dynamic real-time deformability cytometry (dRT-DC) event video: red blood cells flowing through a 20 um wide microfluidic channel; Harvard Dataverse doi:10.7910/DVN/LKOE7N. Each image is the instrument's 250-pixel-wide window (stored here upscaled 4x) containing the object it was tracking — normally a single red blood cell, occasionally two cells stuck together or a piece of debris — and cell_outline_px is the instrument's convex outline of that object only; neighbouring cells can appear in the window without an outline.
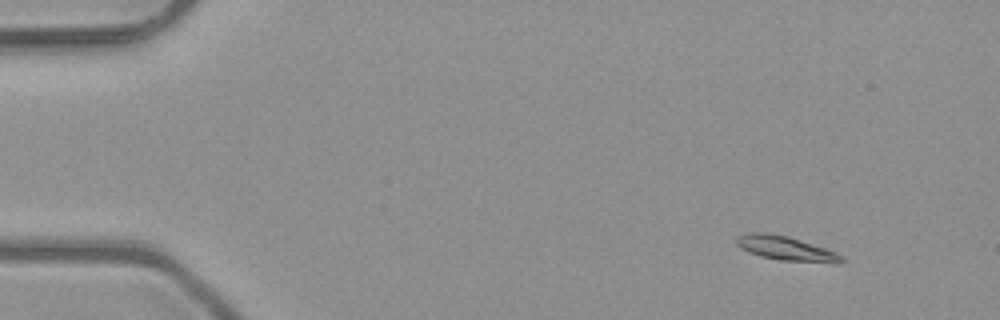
{"species": "common noctule bat (a hibernating species)", "species_latin": "Nyctalus noctula", "temperature_condition": "room temperature", "stored_images_in_passage": 4, "camera_frame_rate_fps": 3000, "um_per_image_px": 0.085, "animal": {"sex": "male", "body_mass_g": 23.1, "forearm_length_mm": 52.7}, "frame": {"image": 1, "passage_image": 2, "time_ms": 0.333, "image_size_px": [1000, 320], "cell_outline_px": [[844, 260], [840, 264], [836, 264], [780, 260], [760, 256], [748, 252], [740, 248], [736, 244], [736, 240], [740, 236], [748, 232], [768, 232], [788, 236], [836, 252]], "centroid_in_image_um": [66.8, 21.12], "position_along_channel_um": 18.2, "area_um2": 14.91}}